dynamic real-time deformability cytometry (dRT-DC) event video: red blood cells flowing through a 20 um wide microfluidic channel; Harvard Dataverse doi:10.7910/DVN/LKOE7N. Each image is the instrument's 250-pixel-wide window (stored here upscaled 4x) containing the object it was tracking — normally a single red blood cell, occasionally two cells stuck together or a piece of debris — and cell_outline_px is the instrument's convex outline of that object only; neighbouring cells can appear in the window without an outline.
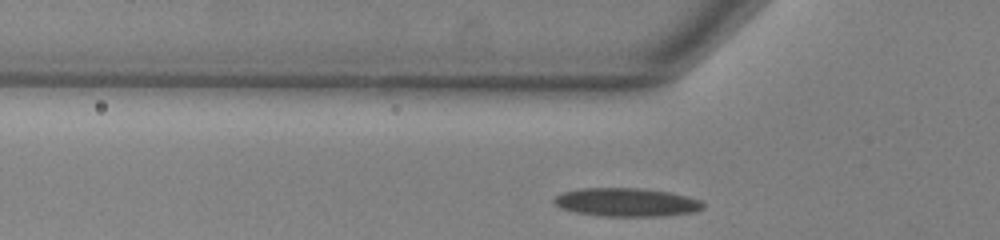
{"species": "common noctule bat (a hibernating species)", "species_latin": "Nyctalus noctula", "temperature_condition": "warm", "stored_images_in_passage": 31, "camera_frame_rate_fps": 3000, "um_per_image_px": 0.085, "animal": {"sex": "male", "body_mass_g": 13.0, "forearm_length_mm": 53.1}, "frame": {"image": 1, "passage_image": 6, "time_ms": 1.667, "image_size_px": [1000, 240], "cell_outline_px": [[704, 208], [692, 212], [660, 216], [604, 216], [576, 212], [560, 208], [552, 204], [552, 200], [556, 196], [564, 192], [580, 188], [644, 188], [668, 192], [688, 196], [700, 200], [704, 204]], "centroid_in_image_um": [53.23, 17.18], "position_along_channel_um": 72.6, "area_um2": 24.74}}
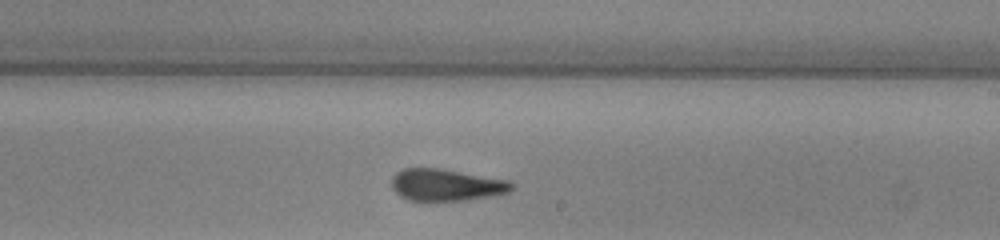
{"frame": {"image": 2, "passage_image": 20, "time_ms": 6.333, "image_size_px": [1000, 240], "cell_outline_px": [[516, 188], [512, 192], [464, 200], [408, 200], [400, 196], [392, 188], [392, 176], [396, 172], [404, 168], [436, 168], [508, 180], [516, 184]], "centroid_in_image_um": [37.95, 15.72], "position_along_channel_um": 251.0, "area_um2": 22.2}}
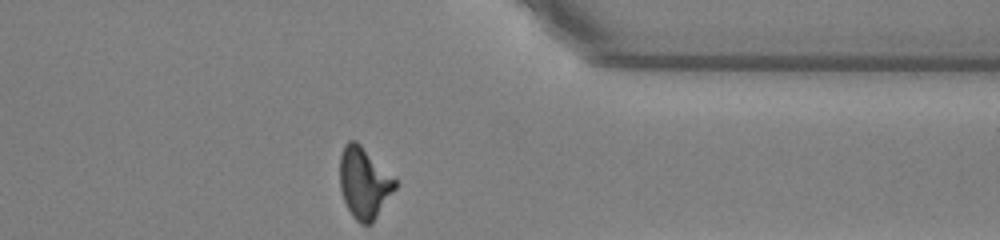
{"frame": {"image": 3, "passage_image": 31, "time_ms": 10.0, "image_size_px": [1000, 240], "cell_outline_px": [[396, 188], [372, 224], [360, 224], [352, 216], [344, 200], [340, 188], [340, 156], [344, 144], [348, 140], [356, 140], [396, 180]], "centroid_in_image_um": [30.93, 15.55], "position_along_channel_um": 380.5, "area_um2": 22.72}, "authors_computed_cell_mechanics": {"area_um2": 23.12, "velocity_mm_per_s": 3.8219, "shape_relaxation_time_tau1_ms": 7.927, "shape_relaxation_time_tau2_ms": 2.9515, "deformation_change_tau1": 0.2231, "deformation_change_tau2": 0.1304}}